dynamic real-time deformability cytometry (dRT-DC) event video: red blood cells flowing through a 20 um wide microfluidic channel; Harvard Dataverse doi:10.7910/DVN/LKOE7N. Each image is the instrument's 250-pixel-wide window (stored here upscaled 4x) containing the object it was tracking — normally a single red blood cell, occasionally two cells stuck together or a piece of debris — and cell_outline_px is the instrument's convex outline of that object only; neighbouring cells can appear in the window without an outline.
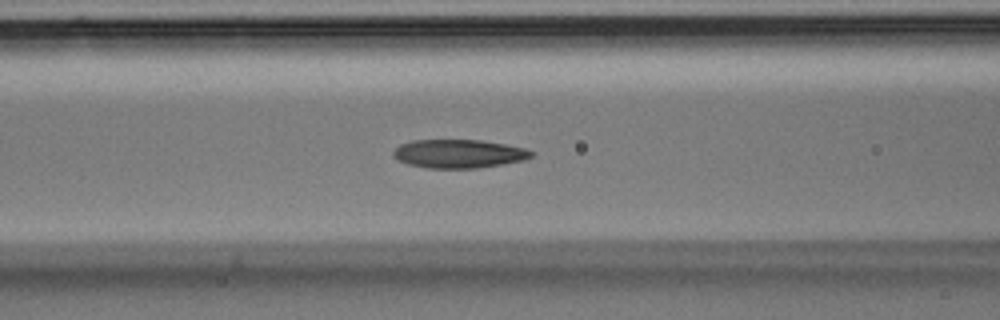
{"species": "Egyptian fruit bat (a non-hibernating species)", "species_latin": "Rousettus aegyptiacus", "temperature_condition": "room temperature", "stored_images_in_passage": 38, "camera_frame_rate_fps": 3000, "um_per_image_px": 0.085, "animal": {"sex": "male"}, "frame": {"image": 1, "passage_image": 9, "time_ms": 2.667, "image_size_px": [1000, 320], "cell_outline_px": [[536, 152], [532, 156], [524, 160], [504, 164], [476, 168], [428, 168], [408, 164], [392, 156], [392, 152], [400, 144], [412, 140], [480, 140], [504, 144], [524, 148]], "centroid_in_image_um": [39.0, 13.06], "position_along_channel_um": 127.6, "area_um2": 22.95}}
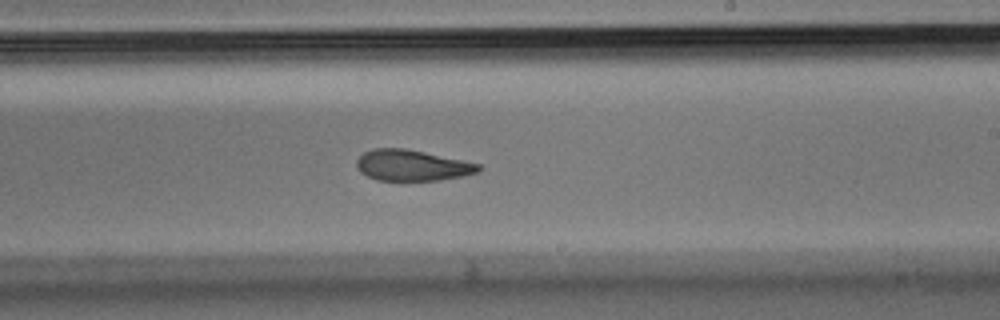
{"frame": {"image": 2, "passage_image": 18, "time_ms": 5.667, "image_size_px": [1000, 320], "cell_outline_px": [[484, 168], [480, 172], [464, 176], [440, 180], [376, 180], [360, 172], [356, 164], [356, 160], [364, 152], [372, 148], [404, 148], [424, 152], [480, 164]], "centroid_in_image_um": [35.04, 14.06], "position_along_channel_um": 254.0, "area_um2": 22.02}}
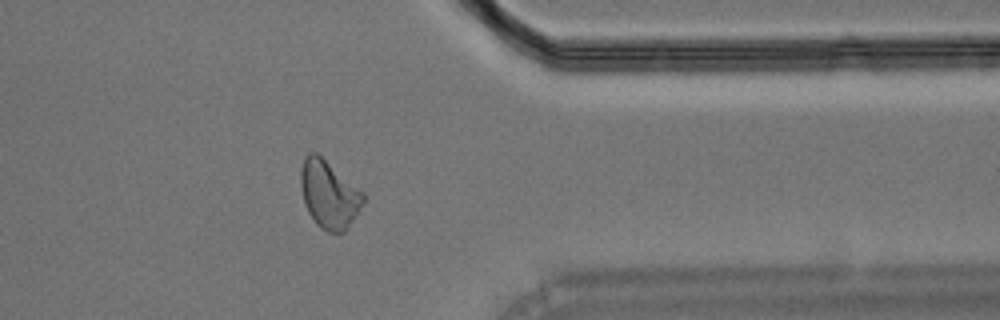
{"frame": {"image": 3, "passage_image": 28, "time_ms": 9.0, "image_size_px": [1000, 320], "cell_outline_px": [[364, 200], [352, 220], [344, 232], [328, 232], [320, 228], [316, 224], [308, 212], [304, 204], [300, 188], [300, 168], [304, 156], [308, 152], [316, 152], [364, 192]], "centroid_in_image_um": [27.92, 16.5], "position_along_channel_um": 383.5, "area_um2": 24.62}}